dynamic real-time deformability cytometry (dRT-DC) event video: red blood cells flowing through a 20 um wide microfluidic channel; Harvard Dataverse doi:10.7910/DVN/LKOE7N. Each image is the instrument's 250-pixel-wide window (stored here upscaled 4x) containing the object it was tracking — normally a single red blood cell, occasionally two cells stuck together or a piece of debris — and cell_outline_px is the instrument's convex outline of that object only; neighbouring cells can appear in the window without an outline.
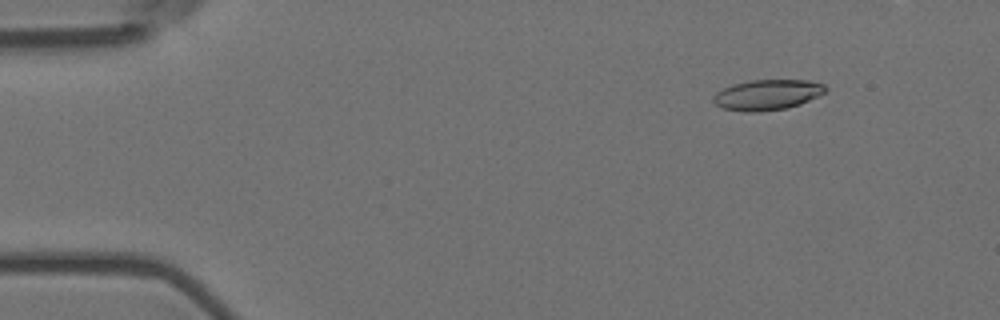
{"species": "Egyptian fruit bat (a non-hibernating species)", "species_latin": "Rousettus aegyptiacus", "temperature_condition": "room temperature", "stored_images_in_passage": 4, "camera_frame_rate_fps": 3000, "um_per_image_px": 0.085, "animal": {"sex": "female"}, "frame": {"image": 1, "passage_image": 2, "time_ms": 0.333, "image_size_px": [1000, 320], "cell_outline_px": [[828, 88], [824, 92], [800, 104], [788, 108], [760, 112], [744, 112], [724, 108], [716, 104], [712, 100], [712, 96], [716, 92], [732, 84], [748, 80], [808, 80], [824, 84]], "centroid_in_image_um": [65.19, 8.05], "position_along_channel_um": 19.8, "area_um2": 19.94}}